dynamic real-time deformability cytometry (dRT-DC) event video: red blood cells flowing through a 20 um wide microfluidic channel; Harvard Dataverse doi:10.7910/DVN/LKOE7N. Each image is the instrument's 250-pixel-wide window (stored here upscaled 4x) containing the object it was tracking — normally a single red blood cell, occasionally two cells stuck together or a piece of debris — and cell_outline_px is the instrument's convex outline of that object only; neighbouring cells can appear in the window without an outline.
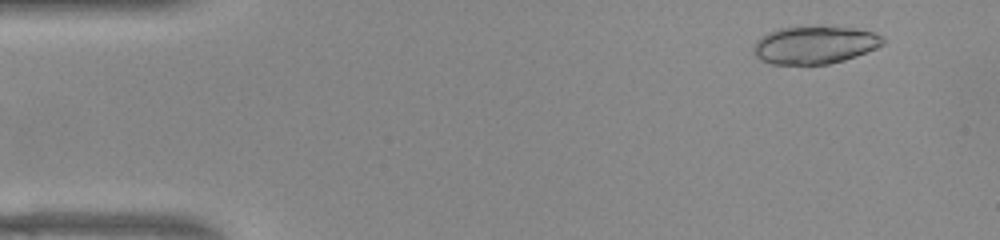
{"species": "common noctule bat (a hibernating species)", "species_latin": "Nyctalus noctula", "temperature_condition": "warm", "stored_images_in_passage": 44, "camera_frame_rate_fps": 3000, "um_per_image_px": 0.085, "animal": {"sex": "female", "body_mass_g": 22.0, "forearm_length_mm": 56.7}, "frame": {"image": 1, "passage_image": 3, "time_ms": 0.667, "image_size_px": [1000, 240], "cell_outline_px": [[884, 44], [876, 48], [856, 56], [844, 60], [828, 64], [772, 64], [760, 60], [752, 52], [752, 48], [756, 40], [760, 36], [768, 32], [780, 28], [856, 28], [872, 32], [884, 36]], "centroid_in_image_um": [69.22, 3.84], "position_along_channel_um": 15.8, "area_um2": 28.15}}